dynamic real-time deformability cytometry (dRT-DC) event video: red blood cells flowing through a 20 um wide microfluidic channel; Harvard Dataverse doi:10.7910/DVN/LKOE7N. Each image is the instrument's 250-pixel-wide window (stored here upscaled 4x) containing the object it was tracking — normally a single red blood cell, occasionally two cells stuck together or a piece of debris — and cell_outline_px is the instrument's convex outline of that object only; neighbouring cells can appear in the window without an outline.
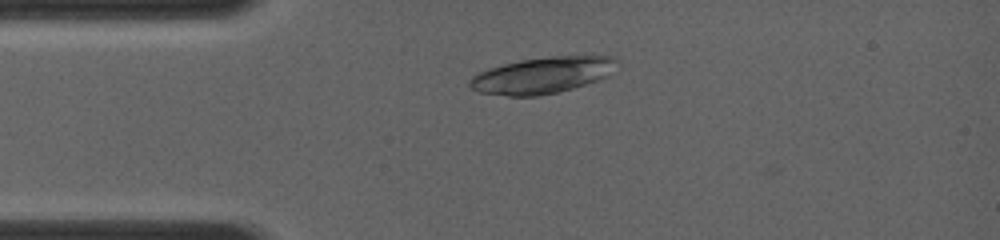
{"species": "common noctule bat (a hibernating species)", "species_latin": "Nyctalus noctula", "temperature_condition": "room temperature", "stored_images_in_passage": 7, "camera_frame_rate_fps": 4000, "um_per_image_px": 0.085, "animal": {"sex": "female", "body_mass_g": 19.0, "forearm_length_mm": 56.7}, "frame": {"image": 1, "passage_image": 4, "time_ms": 0.75, "image_size_px": [1000, 240], "cell_outline_px": [[620, 64], [608, 76], [572, 88], [556, 92], [536, 96], [508, 96], [480, 92], [472, 88], [468, 84], [468, 80], [476, 72], [488, 68], [520, 60], [552, 56], [612, 56], [620, 60]], "centroid_in_image_um": [46.11, 6.38], "position_along_channel_um": 38.9, "area_um2": 31.21}}